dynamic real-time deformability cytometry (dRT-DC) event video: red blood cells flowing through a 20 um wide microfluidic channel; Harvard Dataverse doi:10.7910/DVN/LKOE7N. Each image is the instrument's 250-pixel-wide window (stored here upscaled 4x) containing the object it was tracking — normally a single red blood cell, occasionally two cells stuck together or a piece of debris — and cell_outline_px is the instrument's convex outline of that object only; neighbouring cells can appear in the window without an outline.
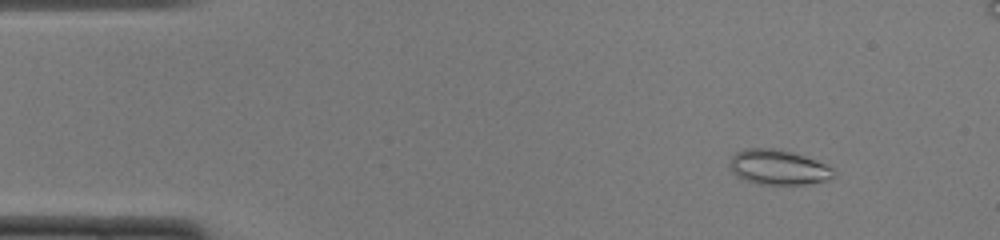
{"species": "common noctule bat (a hibernating species)", "species_latin": "Nyctalus noctula", "temperature_condition": "cold", "stored_images_in_passage": 51, "camera_frame_rate_fps": 3000, "um_per_image_px": 0.085, "animal": {"sex": "female", "body_mass_g": 22.0, "forearm_length_mm": 56.7}, "frame": {"image": 1, "passage_image": 5, "time_ms": 1.333, "image_size_px": [1000, 240], "cell_outline_px": [[836, 176], [828, 180], [808, 184], [760, 184], [736, 176], [732, 172], [728, 164], [732, 156], [736, 152], [744, 148], [772, 148], [792, 152], [816, 160], [832, 168]], "centroid_in_image_um": [66.14, 14.21], "position_along_channel_um": 18.9, "area_um2": 21.15}}
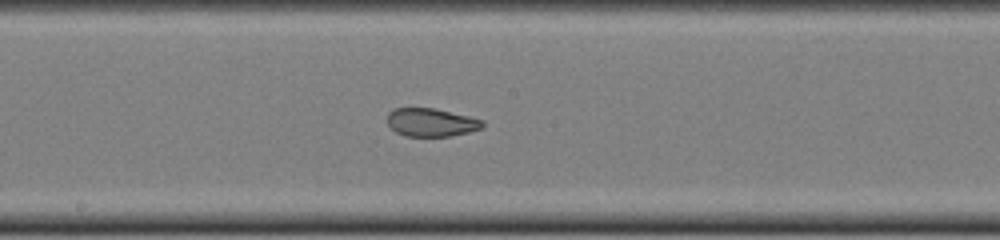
{"frame": {"image": 2, "passage_image": 26, "time_ms": 8.333, "image_size_px": [1000, 240], "cell_outline_px": [[484, 128], [468, 132], [448, 136], [404, 136], [396, 132], [388, 124], [388, 112], [392, 108], [436, 108], [484, 120]], "centroid_in_image_um": [36.66, 10.39], "position_along_channel_um": 211.5, "area_um2": 15.72}}
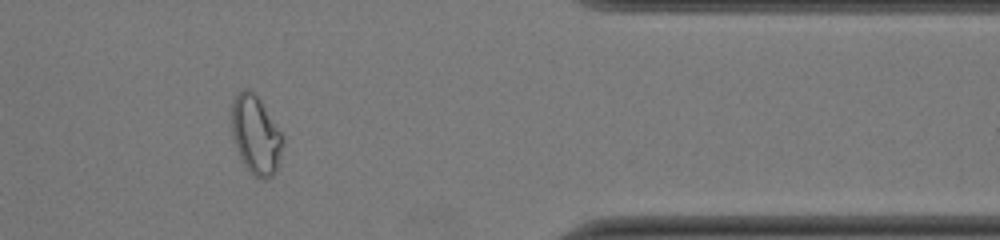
{"frame": {"image": 3, "passage_image": 41, "time_ms": 13.333, "image_size_px": [1000, 240], "cell_outline_px": [[284, 144], [276, 172], [272, 176], [264, 180], [260, 180], [244, 164], [236, 148], [232, 136], [232, 104], [236, 96], [244, 88], [248, 88], [260, 100], [284, 136]], "centroid_in_image_um": [21.77, 11.49], "position_along_channel_um": 389.6, "area_um2": 23.29}, "authors_computed_cell_mechanics": {"area_um2": 19.9988, "velocity_mm_per_s": 3.988, "shape_relaxation_time_tau1_ms": null, "shape_relaxation_time_tau2_ms": 1.0901, "deformation_change_tau1": null, "deformation_change_tau2": 0.0634}}